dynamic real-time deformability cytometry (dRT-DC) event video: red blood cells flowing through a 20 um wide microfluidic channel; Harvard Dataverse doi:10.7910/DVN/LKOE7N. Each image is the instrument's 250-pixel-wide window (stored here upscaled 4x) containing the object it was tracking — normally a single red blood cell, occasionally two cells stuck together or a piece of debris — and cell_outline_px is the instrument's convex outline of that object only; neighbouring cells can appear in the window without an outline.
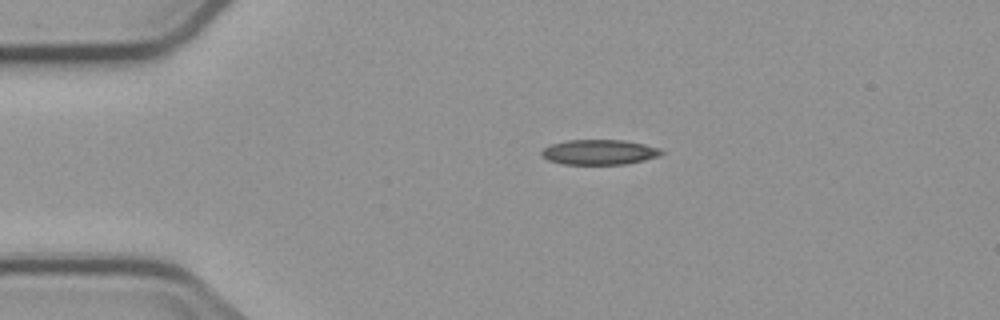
{"species": "common noctule bat (a hibernating species)", "species_latin": "Nyctalus noctula", "temperature_condition": "cold", "stored_images_in_passage": 3, "camera_frame_rate_fps": 3000, "um_per_image_px": 0.085, "animal": {"sex": "male", "body_mass_g": 23.1, "forearm_length_mm": 52.7}, "frame": {"image": 1, "passage_image": 3, "time_ms": 2.333, "image_size_px": [1000, 320], "cell_outline_px": [[664, 152], [656, 156], [644, 160], [624, 164], [564, 164], [548, 160], [540, 152], [544, 148], [552, 144], [568, 140], [624, 140], [644, 144], [660, 148]], "centroid_in_image_um": [50.94, 12.93], "position_along_channel_um": 34.1, "area_um2": 17.28}}